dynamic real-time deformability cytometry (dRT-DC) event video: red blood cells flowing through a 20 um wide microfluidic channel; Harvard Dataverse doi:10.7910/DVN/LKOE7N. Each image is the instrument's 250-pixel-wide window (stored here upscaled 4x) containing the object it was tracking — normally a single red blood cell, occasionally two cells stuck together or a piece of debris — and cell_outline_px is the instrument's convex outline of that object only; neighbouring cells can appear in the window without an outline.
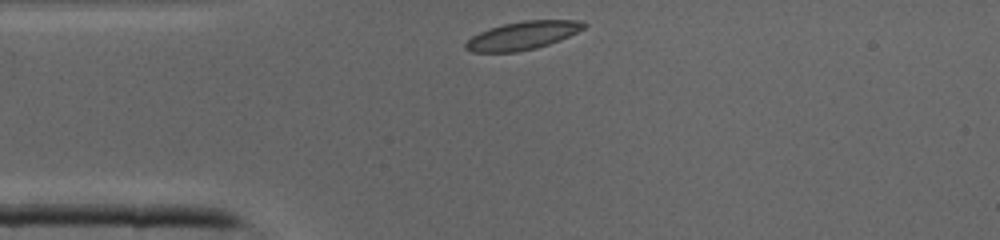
{"species": "common noctule bat (a hibernating species)", "species_latin": "Nyctalus noctula", "temperature_condition": "cold", "stored_images_in_passage": 25, "camera_frame_rate_fps": 3000, "um_per_image_px": 0.085, "animal": {"sex": "male", "body_mass_g": 19.0, "forearm_length_mm": 50.8}, "frame": {"image": 1, "passage_image": 1, "time_ms": 0.0, "image_size_px": [1000, 240], "cell_outline_px": [[588, 24], [584, 28], [560, 40], [536, 48], [516, 52], [472, 52], [464, 48], [464, 44], [472, 36], [488, 28], [504, 24], [524, 20], [584, 20]], "centroid_in_image_um": [44.42, 3.01], "position_along_channel_um": 40.6, "area_um2": 19.42}}
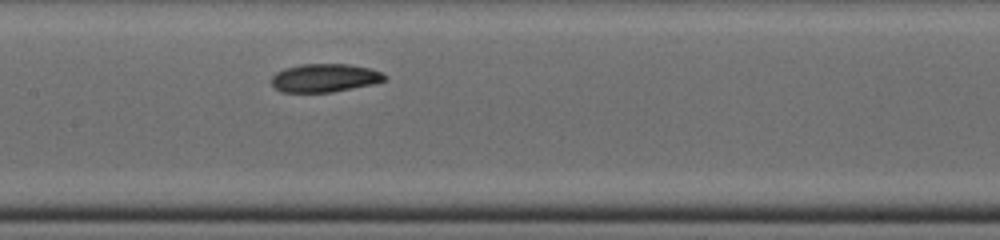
{"frame": {"image": 2, "passage_image": 11, "time_ms": 3.333, "image_size_px": [1000, 240], "cell_outline_px": [[388, 80], [372, 84], [332, 92], [280, 92], [272, 84], [272, 76], [276, 72], [284, 68], [300, 64], [348, 64], [372, 68], [384, 72], [388, 76]], "centroid_in_image_um": [27.65, 6.61], "position_along_channel_um": 179.8, "area_um2": 18.9}}
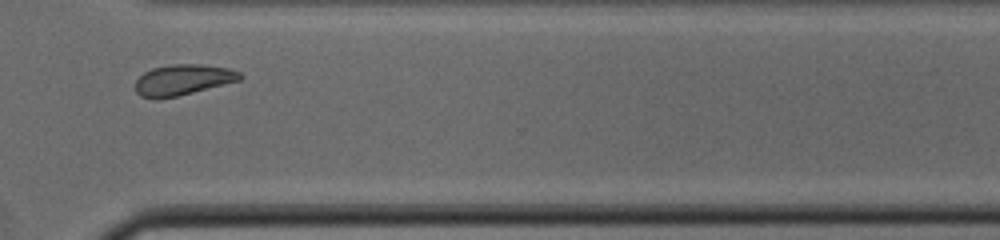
{"frame": {"image": 3, "passage_image": 22, "time_ms": 7.0, "image_size_px": [1000, 240], "cell_outline_px": [[244, 76], [240, 80], [176, 96], [156, 100], [152, 100], [140, 96], [136, 92], [136, 80], [144, 72], [152, 68], [172, 64], [200, 64], [228, 68], [240, 72]], "centroid_in_image_um": [15.51, 6.79], "position_along_channel_um": 355.1, "area_um2": 18.73}}